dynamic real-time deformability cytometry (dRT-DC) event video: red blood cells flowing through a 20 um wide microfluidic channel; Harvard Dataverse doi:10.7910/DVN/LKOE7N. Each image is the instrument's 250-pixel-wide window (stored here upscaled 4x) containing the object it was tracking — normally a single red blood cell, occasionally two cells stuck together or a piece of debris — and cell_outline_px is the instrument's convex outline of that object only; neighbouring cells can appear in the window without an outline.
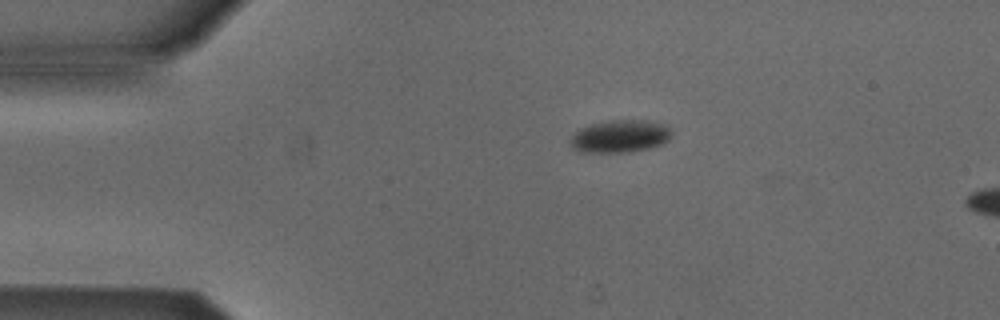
{"species": "Egyptian fruit bat (a non-hibernating species)", "species_latin": "Rousettus aegyptiacus", "temperature_condition": "cold", "stored_images_in_passage": 3, "segment_of_instrument_passage": [1, 2], "camera_frame_rate_fps": 3000, "um_per_image_px": 0.085, "animal": {"sex": "male"}, "frame": {"image": 1, "passage_image": 1, "time_ms": 0.0, "image_size_px": [1000, 320], "cell_outline_px": [[672, 132], [668, 140], [664, 144], [648, 148], [628, 152], [576, 152], [568, 144], [568, 140], [580, 128], [592, 124], [608, 120], [648, 120], [668, 124], [672, 128]], "centroid_in_image_um": [52.71, 11.58], "position_along_channel_um": 32.3, "area_um2": 19.65}}